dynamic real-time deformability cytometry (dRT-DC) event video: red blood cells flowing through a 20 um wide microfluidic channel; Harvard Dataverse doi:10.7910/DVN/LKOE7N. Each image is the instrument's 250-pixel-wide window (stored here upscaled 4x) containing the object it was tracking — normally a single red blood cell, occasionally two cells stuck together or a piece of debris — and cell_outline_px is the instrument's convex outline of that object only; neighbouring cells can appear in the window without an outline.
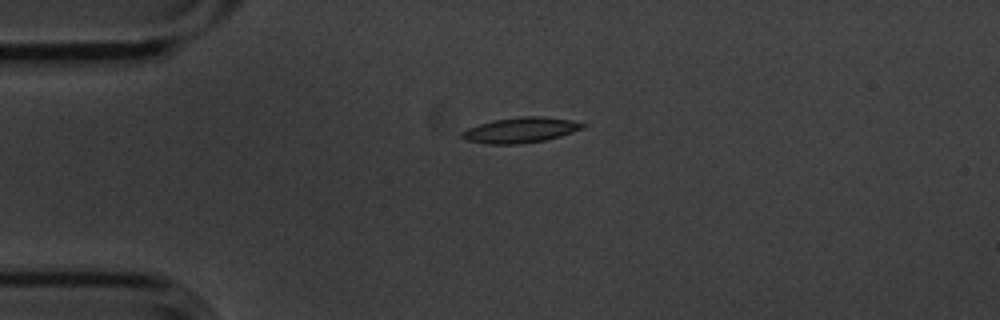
{"species": "common noctule bat (a hibernating species)", "species_latin": "Nyctalus noctula", "temperature_condition": "cold", "stored_images_in_passage": 2, "camera_frame_rate_fps": 3000, "um_per_image_px": 0.085, "animal": {"sex": "male", "body_mass_g": 20.1, "forearm_length_mm": 53.5}, "frame": {"image": 1, "passage_image": 1, "time_ms": 0.0, "image_size_px": [1000, 320], "cell_outline_px": [[588, 124], [584, 128], [560, 136], [544, 140], [516, 144], [484, 144], [464, 140], [460, 136], [460, 132], [468, 128], [492, 120], [520, 116], [544, 116], [572, 120]], "centroid_in_image_um": [44.23, 11.05], "position_along_channel_um": 40.8, "area_um2": 18.03}}